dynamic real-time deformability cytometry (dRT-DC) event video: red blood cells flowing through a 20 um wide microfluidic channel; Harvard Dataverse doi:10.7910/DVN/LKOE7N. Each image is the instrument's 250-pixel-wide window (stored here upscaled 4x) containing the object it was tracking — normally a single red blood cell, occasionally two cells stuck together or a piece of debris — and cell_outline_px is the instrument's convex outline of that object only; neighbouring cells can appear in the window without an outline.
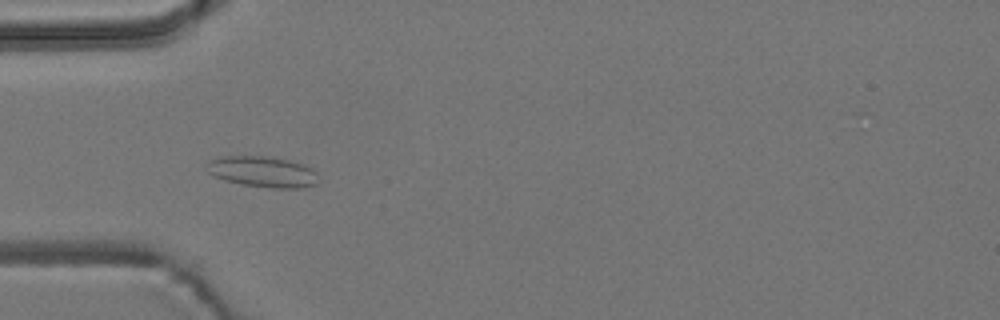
{"species": "common noctule bat (a hibernating species)", "species_latin": "Nyctalus noctula", "temperature_condition": "room temperature", "stored_images_in_passage": 4, "camera_frame_rate_fps": 3000, "um_per_image_px": 0.085, "animal": {"sex": "male", "body_mass_g": 19.2, "forearm_length_mm": 51.8}, "frame": {"image": 1, "passage_image": 4, "time_ms": 4.0, "image_size_px": [1000, 320], "cell_outline_px": [[320, 180], [316, 184], [300, 188], [272, 188], [244, 184], [224, 180], [208, 172], [208, 164], [212, 160], [220, 156], [272, 156], [304, 164], [312, 168], [316, 172]], "centroid_in_image_um": [22.4, 14.59], "position_along_channel_um": 62.6, "area_um2": 20.06}}